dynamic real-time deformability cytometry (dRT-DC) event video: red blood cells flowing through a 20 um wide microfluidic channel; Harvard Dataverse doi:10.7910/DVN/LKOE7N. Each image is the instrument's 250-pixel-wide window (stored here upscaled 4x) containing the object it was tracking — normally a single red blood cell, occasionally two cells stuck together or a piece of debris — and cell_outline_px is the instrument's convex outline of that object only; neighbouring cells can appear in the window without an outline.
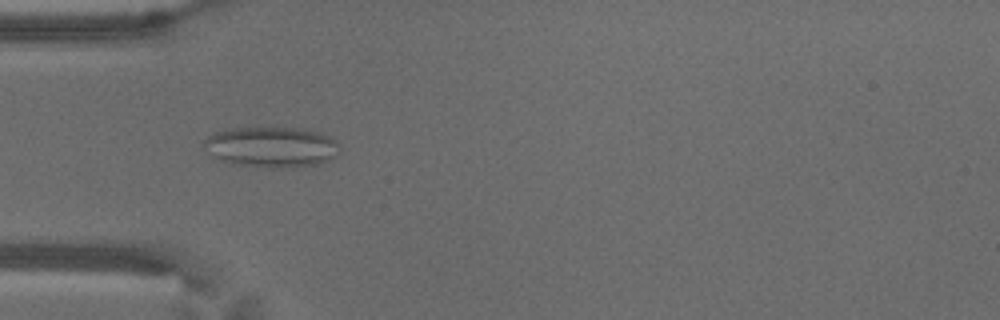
{"species": "common noctule bat (a hibernating species)", "species_latin": "Nyctalus noctula", "temperature_condition": "warm", "stored_images_in_passage": 55, "camera_frame_rate_fps": 3000, "um_per_image_px": 0.085, "animal": {"sex": "male", "body_mass_g": 18.8}, "frame": {"image": 1, "passage_image": 17, "time_ms": 5.333, "image_size_px": [1000, 320], "cell_outline_px": [[336, 144], [332, 156], [328, 160], [320, 164], [276, 168], [268, 168], [232, 164], [220, 160], [212, 156], [200, 144], [208, 136], [224, 128], [276, 124], [308, 128], [320, 132], [336, 140]], "centroid_in_image_um": [22.97, 12.42], "position_along_channel_um": 62.0, "area_um2": 33.29}}
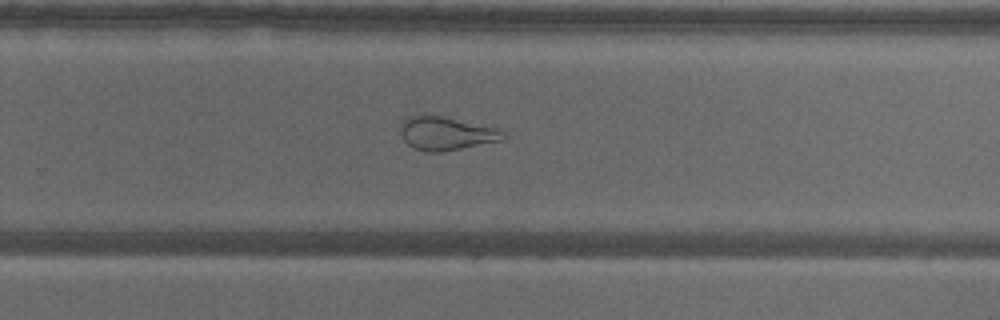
{"frame": {"image": 2, "passage_image": 36, "time_ms": 11.667, "image_size_px": [1000, 320], "cell_outline_px": [[508, 136], [500, 140], [440, 152], [428, 152], [416, 148], [408, 144], [404, 140], [400, 132], [400, 128], [404, 120], [408, 116], [440, 116], [496, 128], [504, 132]], "centroid_in_image_um": [37.91, 11.35], "position_along_channel_um": 291.9, "area_um2": 19.36}}
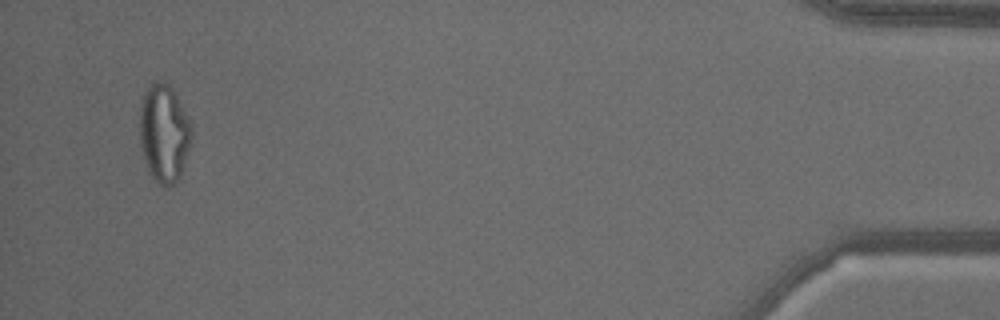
{"frame": {"image": 3, "passage_image": 53, "time_ms": 17.333, "image_size_px": [1000, 320], "cell_outline_px": [[192, 144], [180, 176], [168, 188], [164, 188], [148, 172], [140, 148], [140, 104], [144, 92], [156, 80], [164, 80], [176, 92], [192, 128]], "centroid_in_image_um": [13.95, 11.32], "position_along_channel_um": 421.3, "area_um2": 30.06}, "authors_computed_cell_mechanics": {"area_um2": 26.4724, "velocity_mm_per_s": 3.6525, "shape_relaxation_time_tau1_ms": null, "shape_relaxation_time_tau2_ms": 1.4054, "deformation_change_tau1": null, "deformation_change_tau2": 0.1074}}